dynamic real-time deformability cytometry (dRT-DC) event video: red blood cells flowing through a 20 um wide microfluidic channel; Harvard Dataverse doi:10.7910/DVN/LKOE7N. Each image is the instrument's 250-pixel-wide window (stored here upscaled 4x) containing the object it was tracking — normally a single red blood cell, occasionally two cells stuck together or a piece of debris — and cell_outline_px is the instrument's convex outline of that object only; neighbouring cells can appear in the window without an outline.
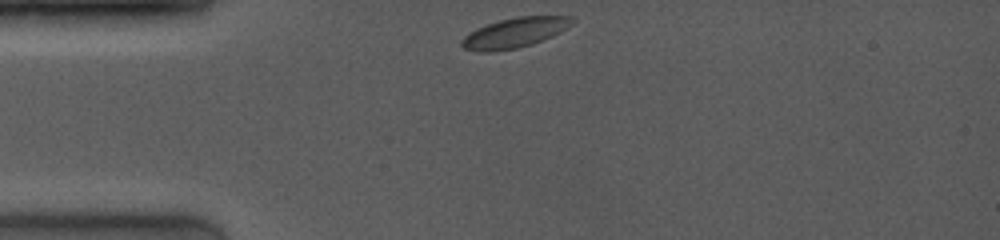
{"species": "common noctule bat (a hibernating species)", "species_latin": "Nyctalus noctula", "temperature_condition": "room temperature", "stored_images_in_passage": 15, "camera_frame_rate_fps": 4000, "um_per_image_px": 0.085, "animal": {"sex": "female", "body_mass_g": 19.0, "forearm_length_mm": 53.3}, "frame": {"image": 1, "passage_image": 1, "time_ms": 0.0, "image_size_px": [1000, 240], "cell_outline_px": [[576, 20], [572, 24], [560, 32], [552, 36], [532, 44], [516, 48], [492, 52], [480, 52], [464, 48], [460, 44], [460, 40], [464, 36], [476, 28], [500, 20], [516, 16], [572, 16]], "centroid_in_image_um": [43.74, 2.78], "position_along_channel_um": 41.3, "area_um2": 19.31}}